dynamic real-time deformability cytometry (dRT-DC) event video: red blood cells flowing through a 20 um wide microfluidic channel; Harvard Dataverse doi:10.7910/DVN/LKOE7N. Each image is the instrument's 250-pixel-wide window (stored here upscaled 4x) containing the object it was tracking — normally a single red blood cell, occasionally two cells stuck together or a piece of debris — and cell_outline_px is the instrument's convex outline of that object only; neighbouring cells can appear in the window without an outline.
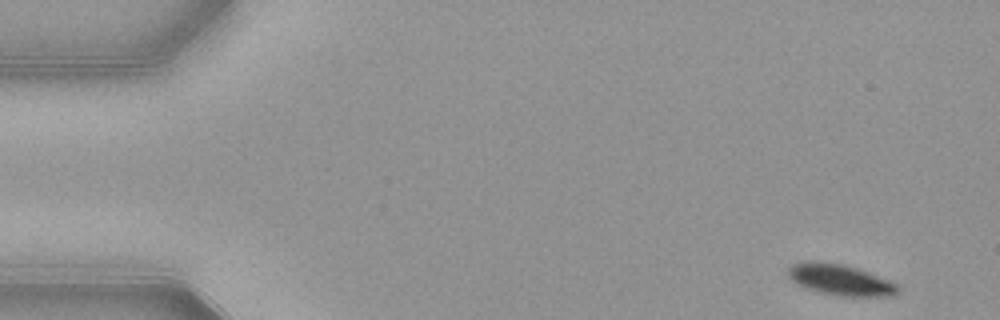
{"species": "common noctule bat (a hibernating species)", "species_latin": "Nyctalus noctula", "temperature_condition": "warm", "stored_images_in_passage": 51, "camera_frame_rate_fps": 3000, "um_per_image_px": 0.085, "animal": {"sex": "female", "body_mass_g": 21.9}, "frame": {"image": 1, "passage_image": 1, "time_ms": 0.0, "image_size_px": [1000, 320], "cell_outline_px": [[900, 292], [892, 296], [836, 296], [804, 288], [796, 284], [788, 276], [788, 268], [792, 264], [844, 264], [856, 268], [888, 280], [896, 284], [900, 288]], "centroid_in_image_um": [71.47, 23.85], "position_along_channel_um": 13.5, "area_um2": 19.13}}
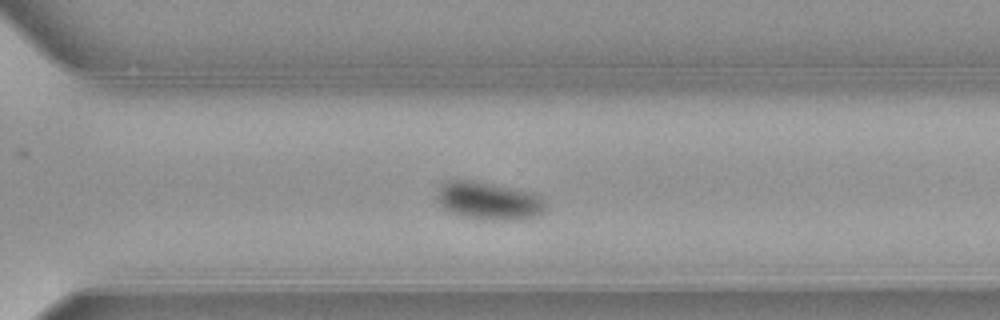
{"frame": {"image": 2, "passage_image": 35, "time_ms": 11.333, "image_size_px": [1000, 320], "cell_outline_px": [[548, 208], [540, 216], [520, 220], [492, 220], [464, 216], [452, 212], [444, 208], [440, 204], [436, 196], [436, 192], [440, 184], [444, 180], [472, 180], [532, 192], [540, 196], [548, 204]], "centroid_in_image_um": [41.59, 17.07], "position_along_channel_um": 329.0, "area_um2": 24.28}}
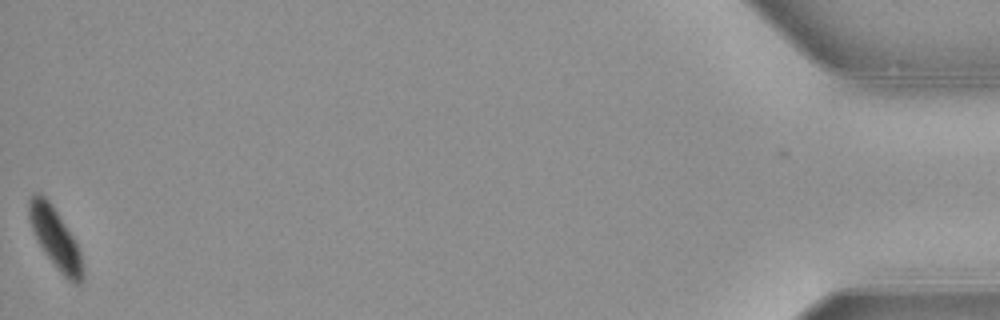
{"frame": {"image": 3, "passage_image": 51, "time_ms": 16.667, "image_size_px": [1000, 320], "cell_outline_px": [[84, 280], [80, 284], [76, 284], [68, 280], [64, 276], [48, 256], [40, 244], [32, 228], [28, 216], [28, 200], [36, 192], [40, 192], [48, 200], [80, 248], [84, 268]], "centroid_in_image_um": [4.74, 20.28], "position_along_channel_um": 430.5, "area_um2": 18.5}, "authors_computed_cell_mechanics": {"area_um2": 22.7154, "velocity_mm_per_s": 3.8358, "shape_relaxation_time_tau1_ms": 2.9954, "shape_relaxation_time_tau2_ms": null, "deformation_change_tau1": 0.1298, "deformation_change_tau2": null}}